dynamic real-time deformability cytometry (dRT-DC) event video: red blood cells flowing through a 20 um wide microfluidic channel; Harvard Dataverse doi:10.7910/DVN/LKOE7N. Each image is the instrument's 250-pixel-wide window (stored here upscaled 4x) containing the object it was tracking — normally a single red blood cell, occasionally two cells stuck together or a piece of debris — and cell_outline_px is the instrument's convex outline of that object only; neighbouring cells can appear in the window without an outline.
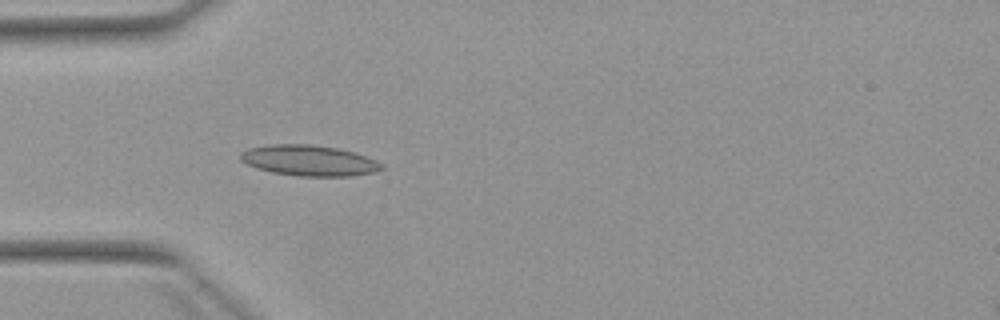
{"species": "Egyptian fruit bat (a non-hibernating species)", "species_latin": "Rousettus aegyptiacus", "temperature_condition": "warm", "stored_images_in_passage": 3, "camera_frame_rate_fps": 3000, "um_per_image_px": 0.085, "animal": {"sex": "female"}, "frame": {"image": 1, "passage_image": 3, "time_ms": 3.0, "image_size_px": [1000, 320], "cell_outline_px": [[384, 168], [376, 172], [352, 176], [300, 176], [272, 172], [256, 168], [240, 160], [240, 152], [248, 148], [272, 144], [312, 144], [336, 148], [356, 152], [376, 160], [384, 164]], "centroid_in_image_um": [26.3, 13.64], "position_along_channel_um": 58.7, "area_um2": 25.43}}